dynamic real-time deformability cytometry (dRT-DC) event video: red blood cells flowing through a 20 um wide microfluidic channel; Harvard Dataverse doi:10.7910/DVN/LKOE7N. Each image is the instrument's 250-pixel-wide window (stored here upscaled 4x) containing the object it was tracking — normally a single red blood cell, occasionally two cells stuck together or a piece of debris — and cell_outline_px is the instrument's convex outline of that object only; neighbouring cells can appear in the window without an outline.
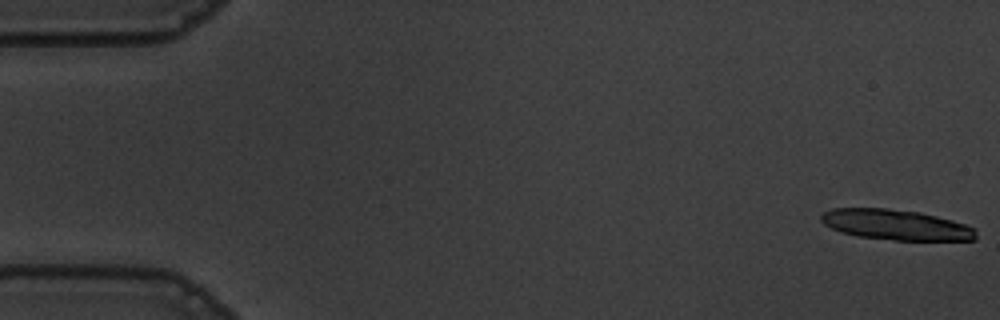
{"species": "common noctule bat (a hibernating species)", "species_latin": "Nyctalus noctula", "temperature_condition": "warm", "stored_images_in_passage": 16, "camera_frame_rate_fps": 3000, "um_per_image_px": 0.085, "animal": {"sex": "male", "body_mass_g": 19.5, "forearm_length_mm": 54.6}, "frame": {"image": 1, "passage_image": 1, "time_ms": 0.0, "image_size_px": [1000, 320], "cell_outline_px": [[976, 240], [896, 240], [856, 236], [840, 232], [824, 224], [820, 220], [820, 216], [824, 212], [832, 208], [888, 208], [920, 212], [952, 220], [976, 228]], "centroid_in_image_um": [76.14, 19.1], "position_along_channel_um": 8.9, "area_um2": 27.51}}